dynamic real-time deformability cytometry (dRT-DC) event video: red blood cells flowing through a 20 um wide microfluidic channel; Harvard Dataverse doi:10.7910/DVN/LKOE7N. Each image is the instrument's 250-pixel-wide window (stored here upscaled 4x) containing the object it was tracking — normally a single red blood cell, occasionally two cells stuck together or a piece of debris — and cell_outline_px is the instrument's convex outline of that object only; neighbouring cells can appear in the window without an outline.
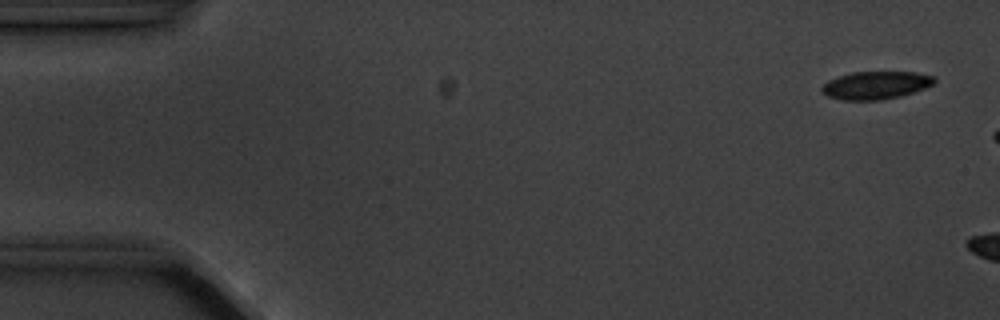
{"species": "common noctule bat (a hibernating species)", "species_latin": "Nyctalus noctula", "temperature_condition": "cold", "stored_images_in_passage": 3, "camera_frame_rate_fps": 3000, "um_per_image_px": 0.085, "animal": {"sex": "male", "body_mass_g": 20.1, "forearm_length_mm": 53.5}, "frame": {"image": 1, "passage_image": 1, "time_ms": 0.0, "image_size_px": [1000, 320], "cell_outline_px": [[936, 80], [932, 84], [924, 88], [900, 96], [880, 100], [844, 100], [828, 96], [820, 88], [828, 80], [852, 72], [916, 72], [936, 76]], "centroid_in_image_um": [74.46, 7.24], "position_along_channel_um": 10.5, "area_um2": 18.09}}